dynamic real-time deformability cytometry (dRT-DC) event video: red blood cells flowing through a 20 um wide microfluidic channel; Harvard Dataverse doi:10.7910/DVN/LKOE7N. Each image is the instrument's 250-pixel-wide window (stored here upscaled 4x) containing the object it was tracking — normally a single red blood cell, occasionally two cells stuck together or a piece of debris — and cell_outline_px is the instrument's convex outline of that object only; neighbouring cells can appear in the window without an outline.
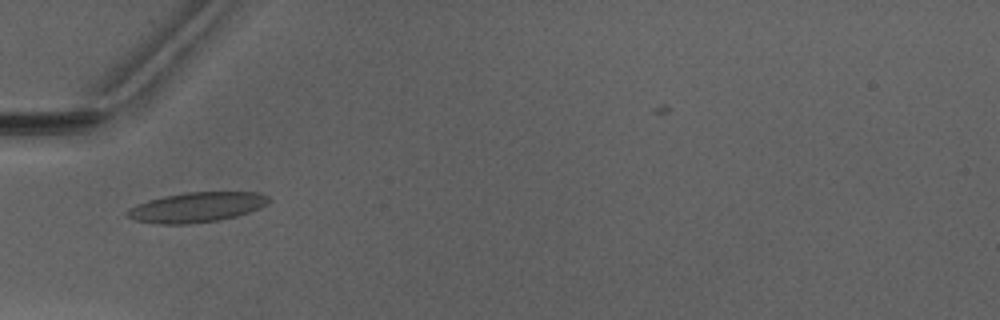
{"species": "Egyptian fruit bat (a non-hibernating species)", "species_latin": "Rousettus aegyptiacus", "temperature_condition": "warm", "stored_images_in_passage": 2, "camera_frame_rate_fps": 3000, "um_per_image_px": 0.085, "animal": {"sex": "male"}, "frame": {"image": 1, "passage_image": 1, "time_ms": 0.0, "image_size_px": [1000, 320], "cell_outline_px": [[272, 200], [268, 204], [248, 212], [236, 216], [216, 220], [188, 224], [160, 224], [136, 220], [128, 216], [124, 212], [128, 208], [148, 200], [164, 196], [188, 192], [256, 192], [268, 196]], "centroid_in_image_um": [16.72, 17.61], "position_along_channel_um": 68.3, "area_um2": 24.51}}